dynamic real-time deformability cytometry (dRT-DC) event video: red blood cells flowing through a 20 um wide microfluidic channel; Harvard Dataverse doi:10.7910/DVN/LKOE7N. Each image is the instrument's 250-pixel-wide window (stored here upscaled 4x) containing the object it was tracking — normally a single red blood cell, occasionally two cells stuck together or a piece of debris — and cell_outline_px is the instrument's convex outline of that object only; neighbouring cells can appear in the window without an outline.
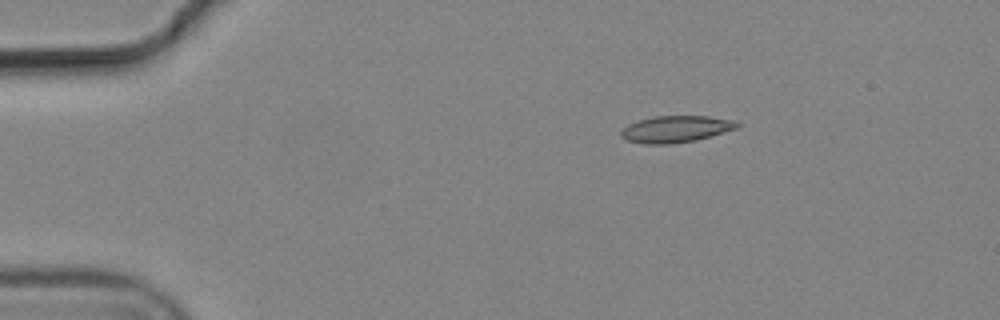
{"species": "common noctule bat (a hibernating species)", "species_latin": "Nyctalus noctula", "temperature_condition": "cold", "stored_images_in_passage": 3, "camera_frame_rate_fps": 3000, "um_per_image_px": 0.085, "animal": {"sex": "male", "body_mass_g": 19.2, "forearm_length_mm": 51.8}, "frame": {"image": 1, "passage_image": 1, "time_ms": 0.0, "image_size_px": [1000, 320], "cell_outline_px": [[740, 124], [736, 128], [696, 140], [672, 144], [644, 144], [628, 140], [620, 136], [620, 132], [628, 124], [652, 116], [708, 116], [736, 120]], "centroid_in_image_um": [57.43, 10.97], "position_along_channel_um": 27.6, "area_um2": 17.98}}